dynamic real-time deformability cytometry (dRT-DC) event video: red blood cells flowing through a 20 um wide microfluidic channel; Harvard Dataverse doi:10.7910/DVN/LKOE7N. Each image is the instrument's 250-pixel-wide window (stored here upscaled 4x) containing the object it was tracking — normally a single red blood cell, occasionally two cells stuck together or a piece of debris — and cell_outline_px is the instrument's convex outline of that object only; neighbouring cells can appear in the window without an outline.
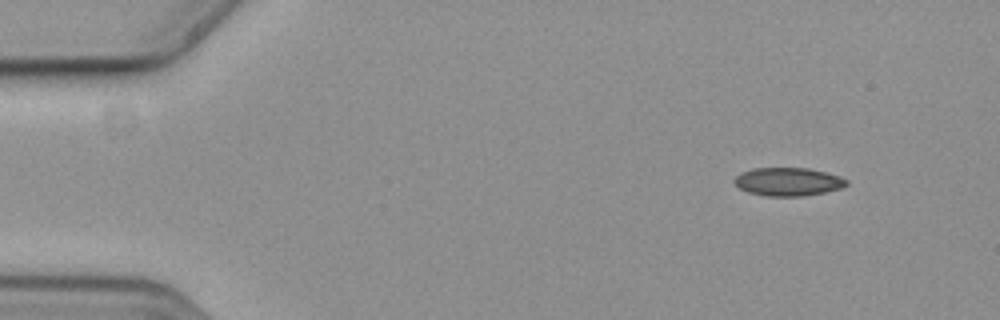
{"species": "common noctule bat (a hibernating species)", "species_latin": "Nyctalus noctula", "temperature_condition": "cold", "stored_images_in_passage": 52, "camera_frame_rate_fps": 3000, "um_per_image_px": 0.085, "animal": {"sex": "female", "body_mass_g": 19.3, "forearm_length_mm": 54.1}, "frame": {"image": 1, "passage_image": 1, "time_ms": 0.0, "image_size_px": [1000, 320], "cell_outline_px": [[848, 184], [840, 188], [824, 192], [804, 196], [768, 196], [748, 192], [740, 188], [732, 180], [736, 176], [752, 168], [808, 168], [840, 176], [848, 180]], "centroid_in_image_um": [66.99, 15.44], "position_along_channel_um": 18.0, "area_um2": 18.32}}
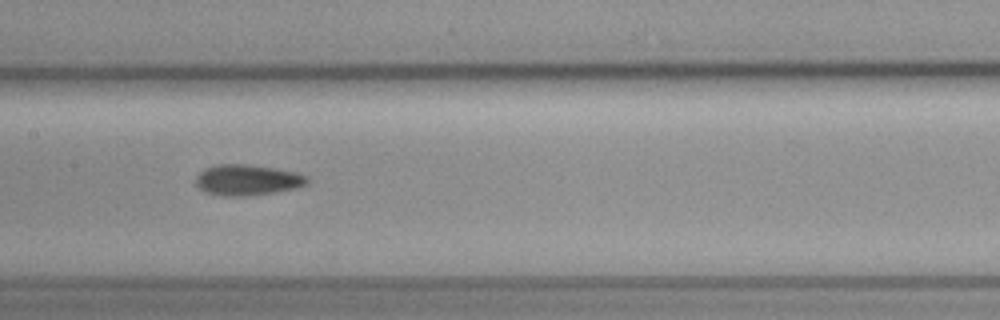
{"frame": {"image": 2, "passage_image": 23, "time_ms": 7.333, "image_size_px": [1000, 320], "cell_outline_px": [[308, 184], [296, 188], [272, 192], [244, 196], [220, 196], [204, 192], [196, 184], [196, 176], [200, 172], [208, 168], [220, 164], [244, 164], [272, 168], [296, 172], [308, 176]], "centroid_in_image_um": [21.03, 15.31], "position_along_channel_um": 186.4, "area_um2": 19.77}}
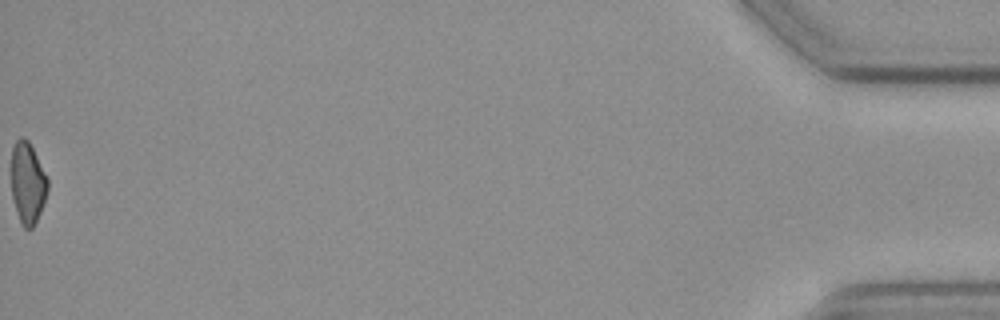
{"frame": {"image": 3, "passage_image": 52, "time_ms": 17.0, "image_size_px": [1000, 320], "cell_outline_px": [[48, 188], [40, 212], [32, 228], [24, 228], [20, 224], [16, 212], [12, 196], [12, 148], [16, 140], [20, 136], [24, 136], [28, 140], [48, 180]], "centroid_in_image_um": [2.33, 15.55], "position_along_channel_um": 432.9, "area_um2": 16.99}, "authors_computed_cell_mechanics": {"area_um2": 18.8717, "velocity_mm_per_s": 3.6792, "shape_relaxation_time_tau1_ms": null, "shape_relaxation_time_tau2_ms": 2.9843, "deformation_change_tau1": null, "deformation_change_tau2": 0.0847}}